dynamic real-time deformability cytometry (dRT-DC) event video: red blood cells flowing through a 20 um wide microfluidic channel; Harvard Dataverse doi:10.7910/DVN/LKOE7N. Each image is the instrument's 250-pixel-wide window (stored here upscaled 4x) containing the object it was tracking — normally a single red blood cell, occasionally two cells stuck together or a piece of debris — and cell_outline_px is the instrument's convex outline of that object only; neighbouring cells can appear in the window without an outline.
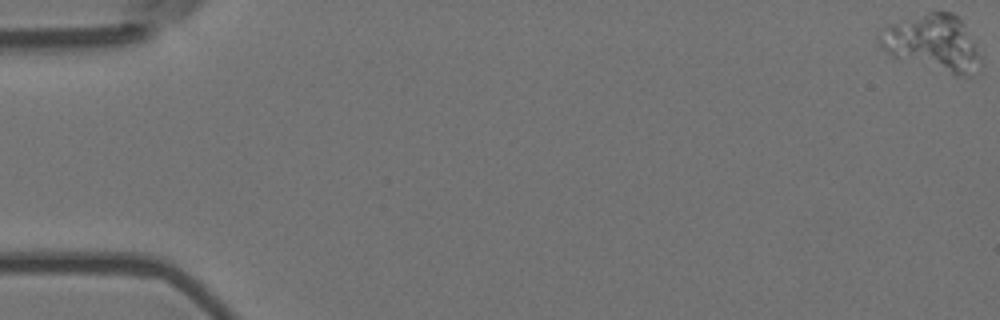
{"species": "Egyptian fruit bat (a non-hibernating species)", "species_latin": "Rousettus aegyptiacus", "temperature_condition": "room temperature", "stored_images_in_passage": 46, "camera_frame_rate_fps": 3000, "um_per_image_px": 0.085, "animal": {"sex": "female"}, "frame": {"image": 1, "passage_image": 1, "time_ms": 0.0, "image_size_px": [1000, 320], "cell_outline_px": [[980, 60], [972, 76], [956, 76], [892, 56], [880, 48], [876, 36], [888, 24], [928, 12], [952, 12], [960, 20], [980, 56]], "centroid_in_image_um": [79.21, 3.66], "position_along_channel_um": 5.8, "area_um2": 32.66}}
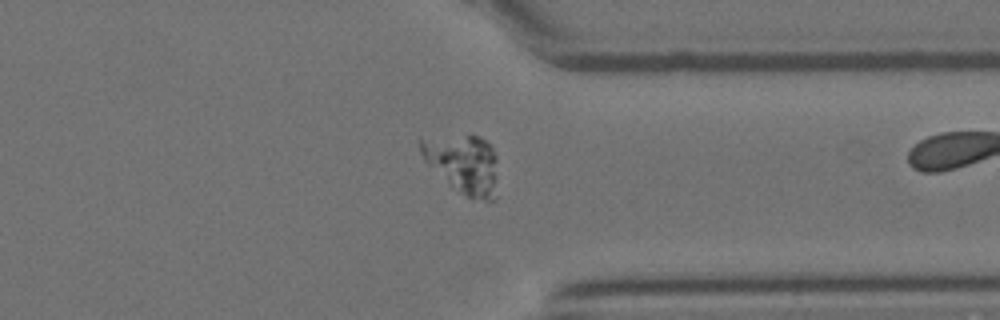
{"frame": {"image": 2, "passage_image": 45, "time_ms": 14.667, "image_size_px": [1000, 320], "cell_outline_px": [[496, 200], [472, 200], [428, 164], [424, 160], [420, 152], [420, 140], [468, 136], [480, 136], [492, 148], [496, 156]], "centroid_in_image_um": [39.44, 13.96], "position_along_channel_um": 372.0, "area_um2": 25.37}}